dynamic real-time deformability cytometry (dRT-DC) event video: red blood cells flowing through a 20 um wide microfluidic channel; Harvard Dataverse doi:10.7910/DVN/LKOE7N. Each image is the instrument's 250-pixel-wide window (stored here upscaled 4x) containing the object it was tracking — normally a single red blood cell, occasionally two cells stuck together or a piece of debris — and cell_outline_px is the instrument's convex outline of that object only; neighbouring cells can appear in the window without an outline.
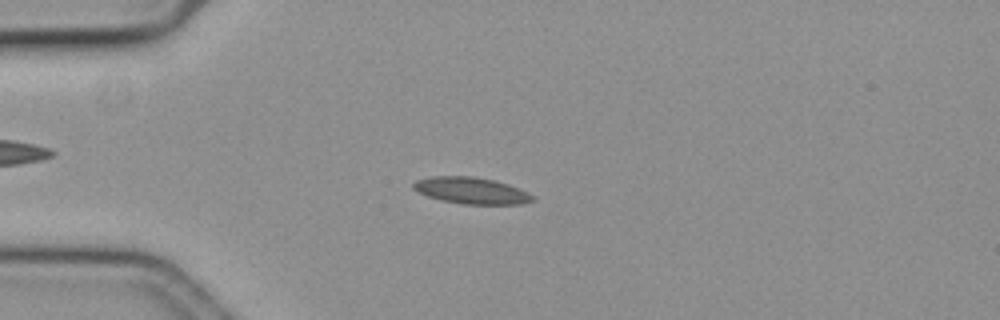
{"species": "common noctule bat (a hibernating species)", "species_latin": "Nyctalus noctula", "temperature_condition": "cold", "stored_images_in_passage": 58, "camera_frame_rate_fps": 3000, "um_per_image_px": 0.085, "animal": {"sex": "female", "body_mass_g": 19.3, "forearm_length_mm": 54.1}, "frame": {"image": 1, "passage_image": 15, "time_ms": 4.667, "image_size_px": [1000, 320], "cell_outline_px": [[536, 200], [520, 204], [464, 204], [440, 200], [428, 196], [412, 188], [412, 184], [416, 180], [432, 176], [472, 176], [496, 180], [520, 188], [536, 196]], "centroid_in_image_um": [40.11, 16.19], "position_along_channel_um": 44.9, "area_um2": 18.61}}
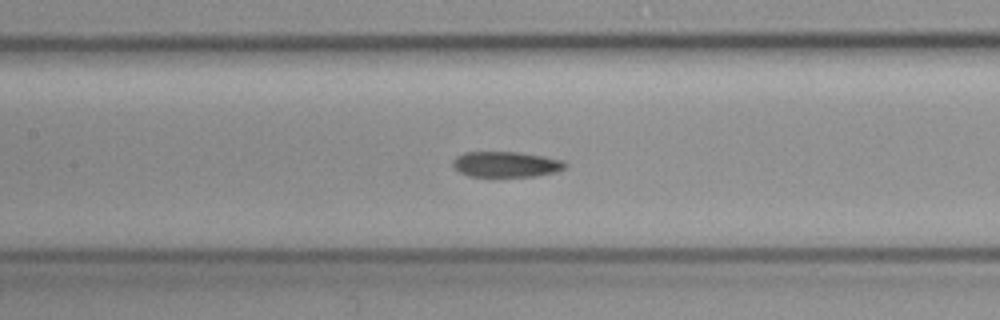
{"frame": {"image": 2, "passage_image": 27, "time_ms": 8.667, "image_size_px": [1000, 320], "cell_outline_px": [[568, 164], [564, 168], [556, 172], [536, 176], [468, 176], [460, 172], [452, 164], [452, 160], [456, 156], [464, 152], [520, 152], [544, 156], [564, 160]], "centroid_in_image_um": [43.03, 13.96], "position_along_channel_um": 164.4, "area_um2": 16.82}}
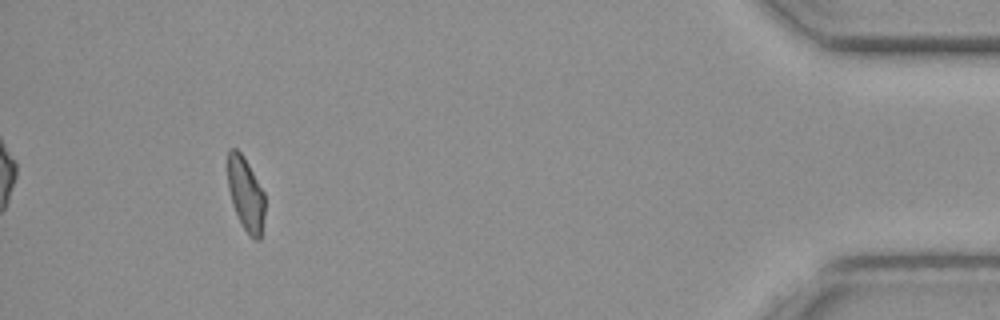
{"frame": {"image": 3, "passage_image": 54, "time_ms": 17.667, "image_size_px": [1000, 320], "cell_outline_px": [[264, 216], [260, 240], [256, 240], [244, 228], [232, 204], [228, 188], [228, 152], [232, 148], [236, 148], [244, 156], [264, 192]], "centroid_in_image_um": [20.89, 16.46], "position_along_channel_um": 414.3, "area_um2": 15.66}}